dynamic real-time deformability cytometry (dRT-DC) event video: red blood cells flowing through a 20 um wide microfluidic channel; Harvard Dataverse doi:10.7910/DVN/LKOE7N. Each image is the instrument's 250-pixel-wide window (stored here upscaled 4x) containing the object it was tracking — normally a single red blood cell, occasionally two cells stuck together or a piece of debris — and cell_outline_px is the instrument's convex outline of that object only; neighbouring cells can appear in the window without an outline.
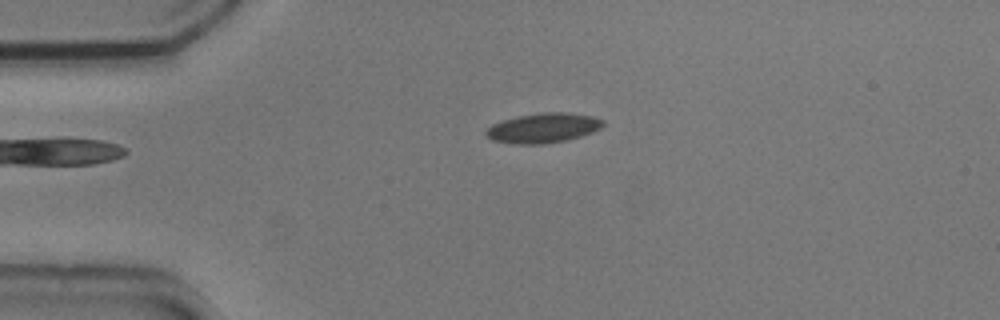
{"species": "common noctule bat (a hibernating species)", "species_latin": "Nyctalus noctula", "temperature_condition": "cold", "stored_images_in_passage": 3, "camera_frame_rate_fps": 3000, "um_per_image_px": 0.085, "animal": {"sex": "male", "body_mass_g": 20.5, "forearm_length_mm": 52.5}, "frame": {"image": 1, "passage_image": 1, "time_ms": 0.0, "image_size_px": [1000, 320], "cell_outline_px": [[604, 124], [600, 128], [592, 132], [580, 136], [564, 140], [544, 144], [516, 144], [492, 140], [484, 132], [492, 124], [504, 120], [520, 116], [544, 112], [568, 112], [592, 116], [604, 120]], "centroid_in_image_um": [46.18, 10.87], "position_along_channel_um": 38.8, "area_um2": 20.06}}